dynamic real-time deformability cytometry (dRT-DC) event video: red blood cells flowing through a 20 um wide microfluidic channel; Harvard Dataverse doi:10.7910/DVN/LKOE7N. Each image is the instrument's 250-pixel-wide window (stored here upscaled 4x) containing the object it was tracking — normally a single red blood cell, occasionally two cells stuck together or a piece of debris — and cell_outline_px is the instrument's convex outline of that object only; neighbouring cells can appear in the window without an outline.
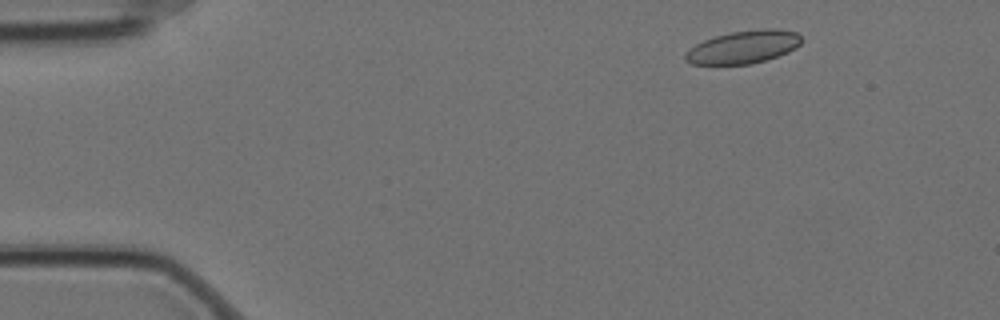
{"species": "Egyptian fruit bat (a non-hibernating species)", "species_latin": "Rousettus aegyptiacus", "temperature_condition": "cold", "stored_images_in_passage": 5, "camera_frame_rate_fps": 3000, "um_per_image_px": 0.085, "animal": {"sex": "female"}, "frame": {"image": 1, "passage_image": 5, "time_ms": 1.333, "image_size_px": [1000, 320], "cell_outline_px": [[804, 40], [796, 48], [788, 52], [752, 64], [692, 64], [684, 60], [684, 52], [688, 48], [704, 40], [716, 36], [732, 32], [764, 28], [776, 28], [796, 32]], "centroid_in_image_um": [63.18, 3.99], "position_along_channel_um": 21.8, "area_um2": 22.31}}